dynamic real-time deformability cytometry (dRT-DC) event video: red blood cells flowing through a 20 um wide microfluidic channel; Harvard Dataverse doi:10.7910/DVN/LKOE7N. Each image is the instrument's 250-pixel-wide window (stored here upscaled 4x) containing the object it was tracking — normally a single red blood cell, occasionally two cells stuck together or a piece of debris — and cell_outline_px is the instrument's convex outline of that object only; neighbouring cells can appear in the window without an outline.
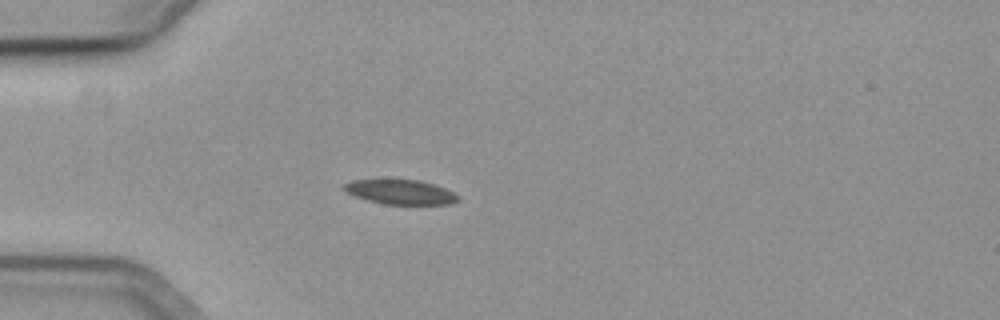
{"species": "common noctule bat (a hibernating species)", "species_latin": "Nyctalus noctula", "temperature_condition": "cold", "stored_images_in_passage": 41, "camera_frame_rate_fps": 3000, "um_per_image_px": 0.085, "animal": {"sex": "female", "body_mass_g": 19.3, "forearm_length_mm": 54.1}, "frame": {"image": 1, "passage_image": 1, "time_ms": 0.0, "image_size_px": [1000, 320], "cell_outline_px": [[460, 200], [448, 204], [384, 204], [368, 200], [356, 196], [340, 188], [344, 184], [352, 180], [420, 180], [444, 188], [460, 196]], "centroid_in_image_um": [34.04, 16.32], "position_along_channel_um": 51.0, "area_um2": 16.13}}
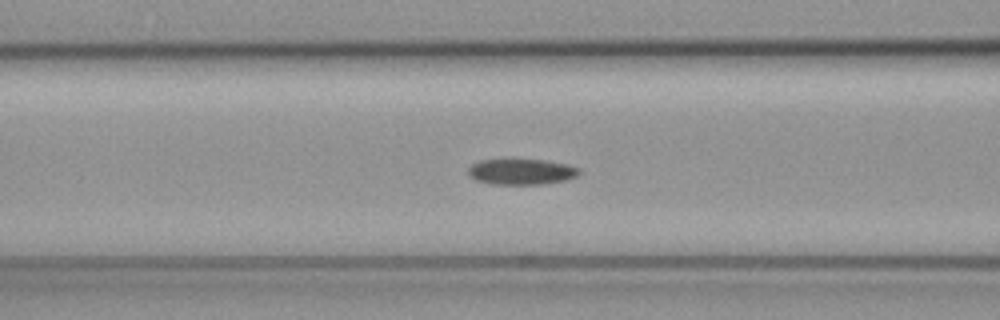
{"frame": {"image": 2, "passage_image": 8, "time_ms": 2.333, "image_size_px": [1000, 320], "cell_outline_px": [[580, 172], [576, 176], [564, 180], [540, 184], [492, 184], [476, 180], [468, 176], [468, 168], [472, 164], [480, 160], [508, 156], [544, 160], [568, 164], [580, 168]], "centroid_in_image_um": [44.25, 14.54], "position_along_channel_um": 122.3, "area_um2": 17.46}}
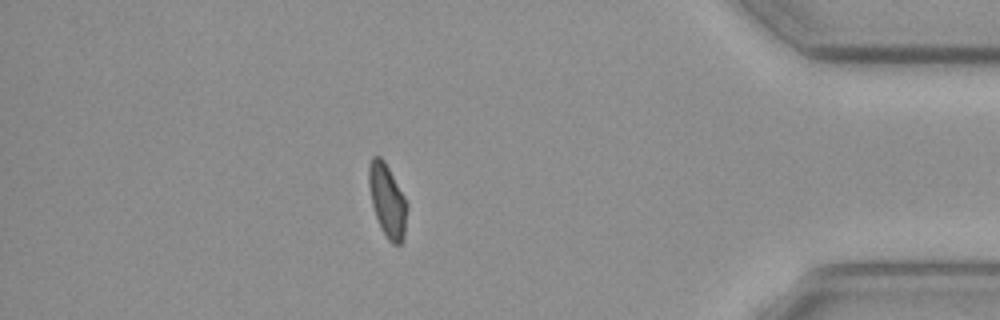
{"frame": {"image": 3, "passage_image": 34, "time_ms": 11.0, "image_size_px": [1000, 320], "cell_outline_px": [[408, 208], [404, 240], [400, 244], [392, 244], [388, 240], [380, 228], [372, 204], [368, 184], [368, 164], [372, 156], [380, 156], [384, 160], [404, 196], [408, 204]], "centroid_in_image_um": [32.93, 17.06], "position_along_channel_um": 402.3, "area_um2": 16.47}}